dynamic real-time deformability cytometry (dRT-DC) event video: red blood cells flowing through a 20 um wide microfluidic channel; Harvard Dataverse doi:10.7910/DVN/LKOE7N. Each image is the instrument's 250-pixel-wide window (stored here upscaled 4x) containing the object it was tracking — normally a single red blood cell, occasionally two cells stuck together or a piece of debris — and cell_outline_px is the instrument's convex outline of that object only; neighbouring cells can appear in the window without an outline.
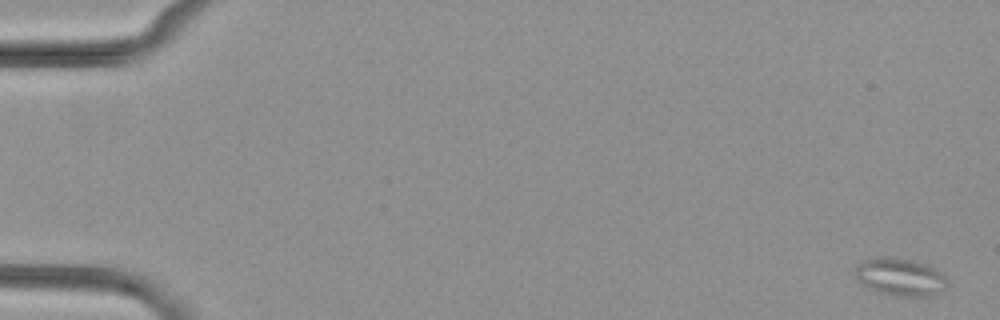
{"species": "common noctule bat (a hibernating species)", "species_latin": "Nyctalus noctula", "temperature_condition": "cold", "stored_images_in_passage": 6, "camera_frame_rate_fps": 3000, "um_per_image_px": 0.085, "animal": {"sex": "female", "body_mass_g": 29.2, "forearm_length_mm": 56.3}, "frame": {"image": 1, "passage_image": 1, "time_ms": 0.0, "image_size_px": [1000, 320], "cell_outline_px": [[948, 288], [932, 296], [908, 296], [880, 292], [856, 280], [852, 272], [860, 260], [872, 256], [888, 256], [912, 260], [936, 268], [944, 272], [948, 280]], "centroid_in_image_um": [76.53, 23.5], "position_along_channel_um": 8.5, "area_um2": 20.69}}
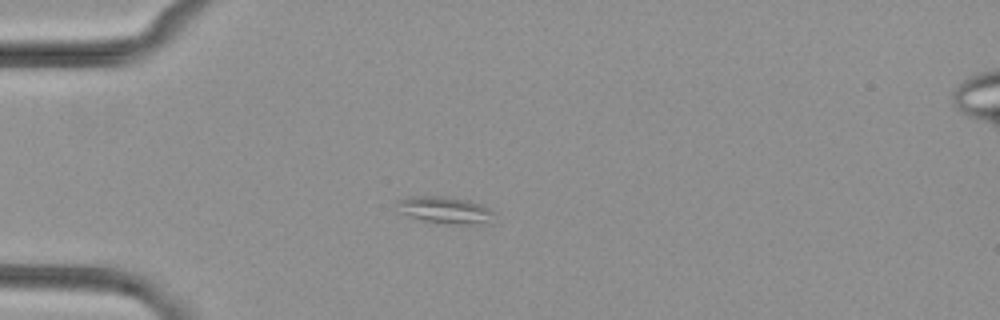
{"frame": {"image": 2, "passage_image": 5, "time_ms": 4.667, "image_size_px": [1000, 320], "cell_outline_px": [[496, 212], [492, 224], [456, 224], [424, 220], [396, 212], [396, 200], [408, 196], [448, 196], [468, 200], [480, 204]], "centroid_in_image_um": [37.84, 17.84], "position_along_channel_um": 47.2, "area_um2": 15.61}}